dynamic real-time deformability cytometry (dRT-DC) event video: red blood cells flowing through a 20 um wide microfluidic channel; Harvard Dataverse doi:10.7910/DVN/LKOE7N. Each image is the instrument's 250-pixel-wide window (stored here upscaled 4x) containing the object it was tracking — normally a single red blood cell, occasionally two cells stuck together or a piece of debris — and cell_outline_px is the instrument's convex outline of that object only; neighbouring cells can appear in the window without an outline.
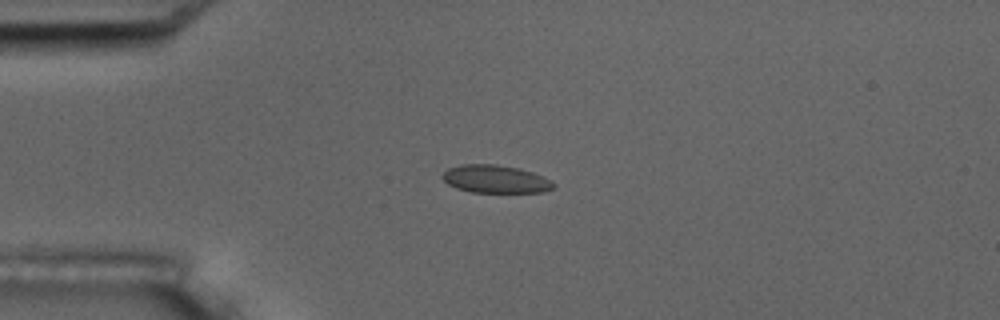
{"species": "common noctule bat (a hibernating species)", "species_latin": "Nyctalus noctula", "temperature_condition": "room temperature", "stored_images_in_passage": 12, "camera_frame_rate_fps": 3000, "um_per_image_px": 0.085, "animal": {"sex": "male", "body_mass_g": 17.5, "forearm_length_mm": 52.3}, "frame": {"image": 1, "passage_image": 1, "time_ms": 0.0, "image_size_px": [1000, 320], "cell_outline_px": [[556, 184], [552, 188], [544, 192], [472, 192], [456, 188], [448, 184], [440, 176], [448, 168], [460, 164], [496, 164], [520, 168], [544, 176], [552, 180]], "centroid_in_image_um": [42.12, 15.21], "position_along_channel_um": 42.9, "area_um2": 18.21}}
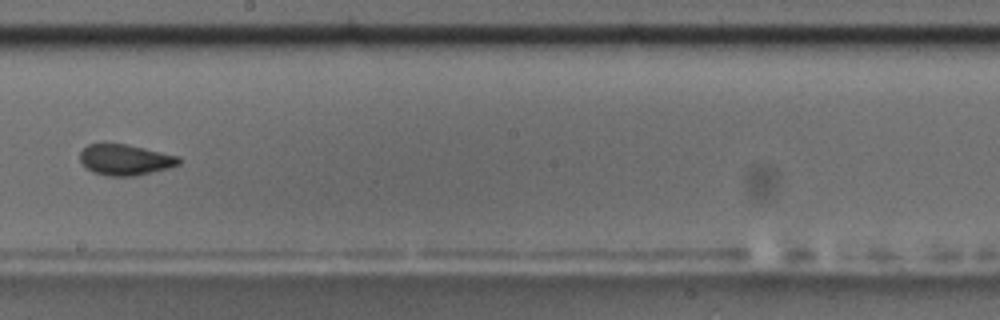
{"frame": {"image": 2, "passage_image": 6, "time_ms": 6.0, "image_size_px": [1000, 320], "cell_outline_px": [[180, 164], [168, 168], [136, 176], [108, 176], [92, 172], [80, 160], [80, 152], [88, 144], [124, 144], [144, 148], [180, 156]], "centroid_in_image_um": [10.66, 13.59], "position_along_channel_um": 237.5, "area_um2": 17.63}, "authors_computed_cell_mechanics": {"area_um2": 17.7157, "velocity_mm_per_s": 3.6211, "shape_relaxation_time_tau1_ms": 3.6505, "shape_relaxation_time_tau2_ms": null, "deformation_change_tau1": 0.0713, "deformation_change_tau2": null}}